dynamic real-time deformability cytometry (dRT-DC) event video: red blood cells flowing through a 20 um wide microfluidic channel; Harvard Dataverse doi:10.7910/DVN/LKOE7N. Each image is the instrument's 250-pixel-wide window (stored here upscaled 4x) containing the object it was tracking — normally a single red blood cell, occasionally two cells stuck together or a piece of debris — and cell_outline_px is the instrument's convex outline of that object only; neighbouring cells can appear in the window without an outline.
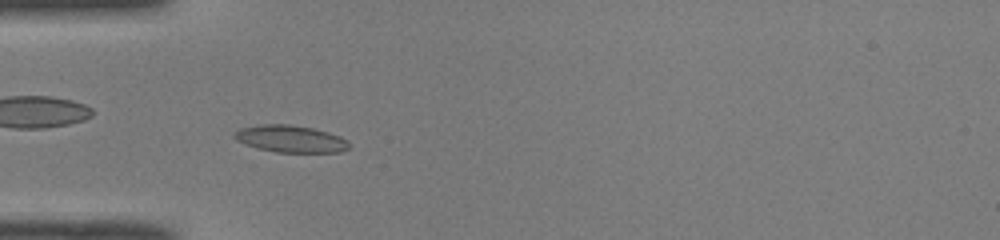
{"species": "common noctule bat (a hibernating species)", "species_latin": "Nyctalus noctula", "temperature_condition": "room temperature", "stored_images_in_passage": 45, "camera_frame_rate_fps": 3000, "um_per_image_px": 0.085, "animal": {"sex": "male", "body_mass_g": 19.0, "forearm_length_mm": 50.8}, "frame": {"image": 1, "passage_image": 11, "time_ms": 3.333, "image_size_px": [1000, 240], "cell_outline_px": [[348, 148], [340, 152], [276, 152], [260, 148], [236, 140], [232, 136], [240, 128], [260, 124], [288, 124], [312, 128], [328, 132], [340, 136], [348, 140]], "centroid_in_image_um": [24.71, 11.79], "position_along_channel_um": 60.3, "area_um2": 17.86}}
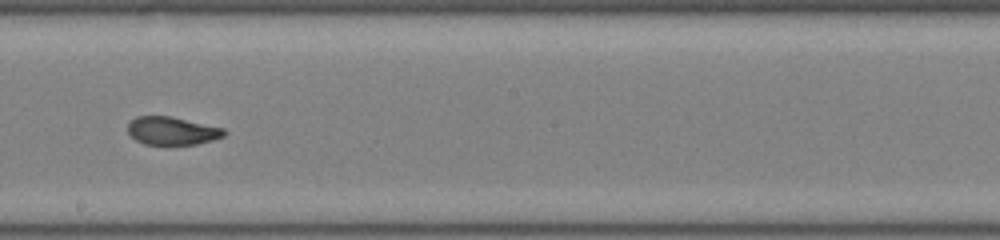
{"frame": {"image": 2, "passage_image": 24, "time_ms": 7.667, "image_size_px": [1000, 240], "cell_outline_px": [[228, 132], [224, 136], [212, 140], [196, 144], [144, 144], [136, 140], [128, 132], [128, 124], [136, 116], [172, 116], [224, 128]], "centroid_in_image_um": [14.65, 11.11], "position_along_channel_um": 233.5, "area_um2": 15.72}}
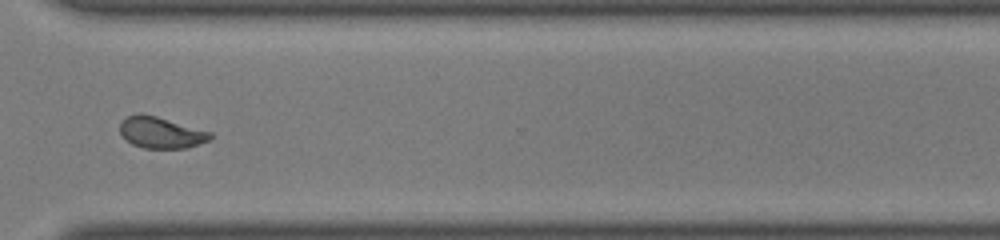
{"frame": {"image": 3, "passage_image": 33, "time_ms": 10.667, "image_size_px": [1000, 240], "cell_outline_px": [[212, 136], [208, 140], [188, 148], [144, 148], [132, 144], [124, 140], [120, 132], [120, 120], [128, 116], [140, 112], [156, 116], [212, 132]], "centroid_in_image_um": [13.63, 11.26], "position_along_channel_um": 357.0, "area_um2": 16.59}, "authors_computed_cell_mechanics": {"area_um2": 16.762, "velocity_mm_per_s": 4.0846, "shape_relaxation_time_tau1_ms": 5.0459, "shape_relaxation_time_tau2_ms": 1.1113, "deformation_change_tau1": 0.1611, "deformation_change_tau2": 0.0444}}